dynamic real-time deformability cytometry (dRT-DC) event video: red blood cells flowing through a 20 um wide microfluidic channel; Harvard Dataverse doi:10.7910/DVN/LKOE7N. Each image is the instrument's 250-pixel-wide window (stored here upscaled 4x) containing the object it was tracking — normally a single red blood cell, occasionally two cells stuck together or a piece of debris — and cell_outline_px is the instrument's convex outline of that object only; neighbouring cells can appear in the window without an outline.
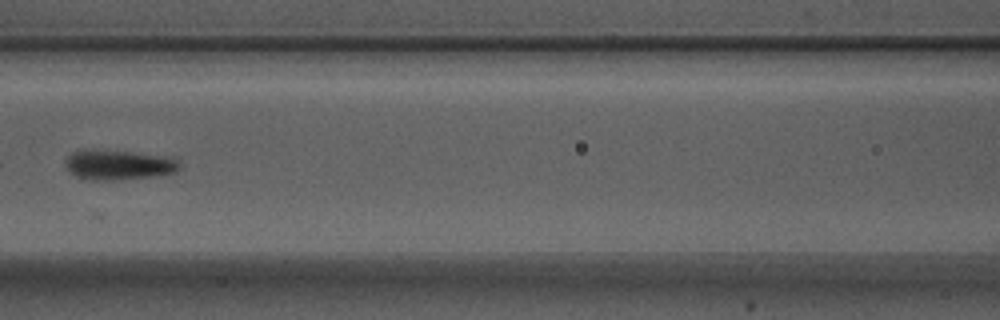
{"species": "Egyptian fruit bat (a non-hibernating species)", "species_latin": "Rousettus aegyptiacus", "temperature_condition": "warm", "stored_images_in_passage": 7, "camera_frame_rate_fps": 3000, "um_per_image_px": 0.085, "animal": {"sex": "male"}, "frame": {"image": 1, "passage_image": 7, "time_ms": 2.0, "image_size_px": [1000, 320], "cell_outline_px": [[180, 168], [176, 172], [160, 176], [120, 180], [84, 180], [76, 176], [64, 164], [64, 160], [72, 152], [80, 148], [88, 148], [176, 156], [180, 164]], "centroid_in_image_um": [10.11, 13.99], "position_along_channel_um": 156.5, "area_um2": 20.81}}